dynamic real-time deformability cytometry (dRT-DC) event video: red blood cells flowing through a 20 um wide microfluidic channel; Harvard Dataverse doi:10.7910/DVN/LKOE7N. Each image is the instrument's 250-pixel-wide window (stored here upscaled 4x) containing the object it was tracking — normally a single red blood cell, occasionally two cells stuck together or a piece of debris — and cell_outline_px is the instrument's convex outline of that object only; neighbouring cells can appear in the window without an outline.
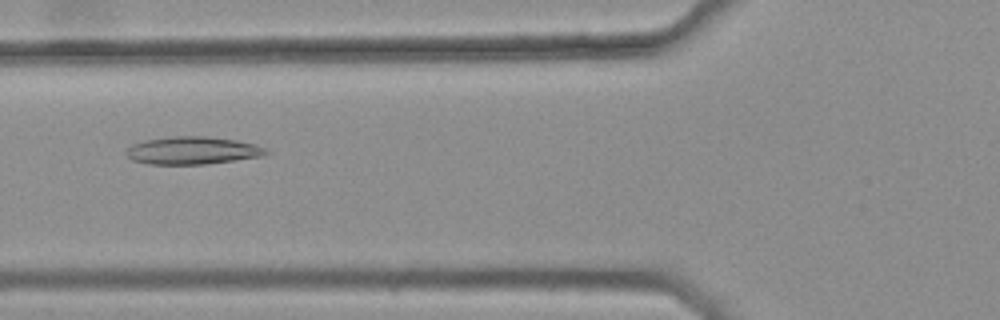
{"species": "common noctule bat (a hibernating species)", "species_latin": "Nyctalus noctula", "temperature_condition": "warm", "stored_images_in_passage": 48, "camera_frame_rate_fps": 3000, "um_per_image_px": 0.085, "animal": {"sex": "female", "body_mass_g": 25.1}, "frame": {"image": 1, "passage_image": 20, "time_ms": 6.333, "image_size_px": [1000, 320], "cell_outline_px": [[268, 152], [264, 156], [204, 164], [148, 164], [132, 160], [124, 152], [132, 144], [144, 140], [168, 136], [204, 136], [236, 140], [252, 144], [264, 148]], "centroid_in_image_um": [16.3, 12.79], "position_along_channel_um": 109.5, "area_um2": 22.43}}
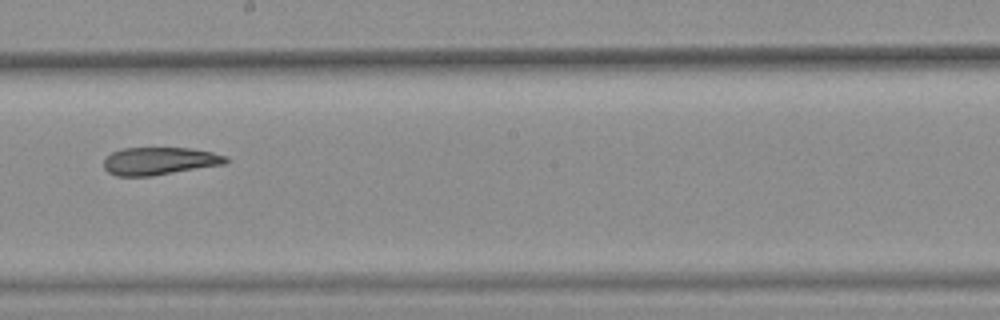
{"frame": {"image": 2, "passage_image": 30, "time_ms": 9.667, "image_size_px": [1000, 320], "cell_outline_px": [[228, 160], [224, 164], [152, 176], [116, 176], [108, 172], [104, 168], [104, 160], [112, 152], [120, 148], [192, 148], [212, 152], [228, 156]], "centroid_in_image_um": [13.55, 13.68], "position_along_channel_um": 234.7, "area_um2": 19.71}}
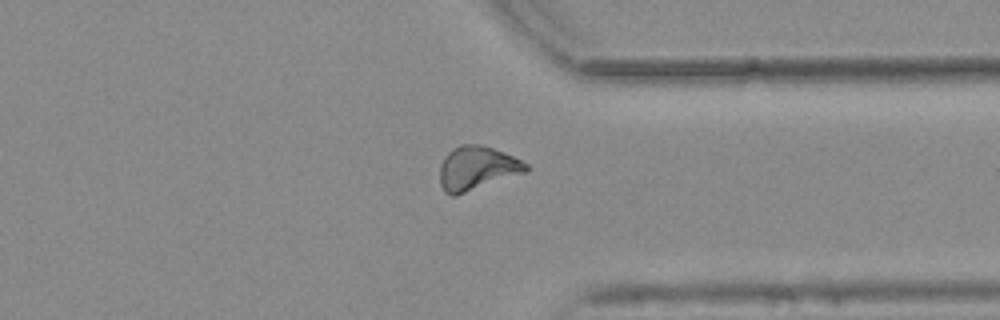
{"frame": {"image": 3, "passage_image": 41, "time_ms": 13.333, "image_size_px": [1000, 320], "cell_outline_px": [[528, 172], [456, 196], [448, 196], [444, 192], [440, 184], [440, 164], [444, 156], [452, 148], [460, 144], [480, 144], [492, 148], [512, 156], [528, 164]], "centroid_in_image_um": [40.51, 14.32], "position_along_channel_um": 370.9, "area_um2": 22.31}, "authors_computed_cell_mechanics": {"area_um2": 21.097, "velocity_mm_per_s": 3.7684, "shape_relaxation_time_tau1_ms": null, "shape_relaxation_time_tau2_ms": 9.0013, "deformation_change_tau1": null, "deformation_change_tau2": 0.19}}